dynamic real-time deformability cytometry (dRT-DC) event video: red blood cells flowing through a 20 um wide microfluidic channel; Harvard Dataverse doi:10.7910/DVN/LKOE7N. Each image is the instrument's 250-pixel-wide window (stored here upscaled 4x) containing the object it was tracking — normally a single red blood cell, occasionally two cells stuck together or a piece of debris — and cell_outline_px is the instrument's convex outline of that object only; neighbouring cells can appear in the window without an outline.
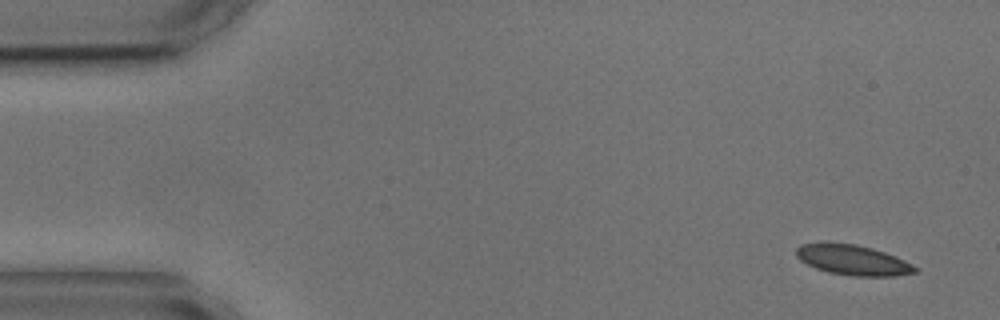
{"species": "common noctule bat (a hibernating species)", "species_latin": "Nyctalus noctula", "temperature_condition": "cold", "stored_images_in_passage": 6, "camera_frame_rate_fps": 3000, "um_per_image_px": 0.085, "animal": {"sex": "male", "body_mass_g": 17.9, "forearm_length_mm": 54.2}, "frame": {"image": 1, "passage_image": 1, "time_ms": 0.0, "image_size_px": [1000, 320], "cell_outline_px": [[920, 268], [916, 272], [896, 276], [852, 276], [828, 272], [816, 268], [800, 260], [796, 256], [796, 248], [800, 244], [824, 240], [856, 244], [872, 248], [896, 256]], "centroid_in_image_um": [72.46, 22.07], "position_along_channel_um": 12.5, "area_um2": 21.44}}
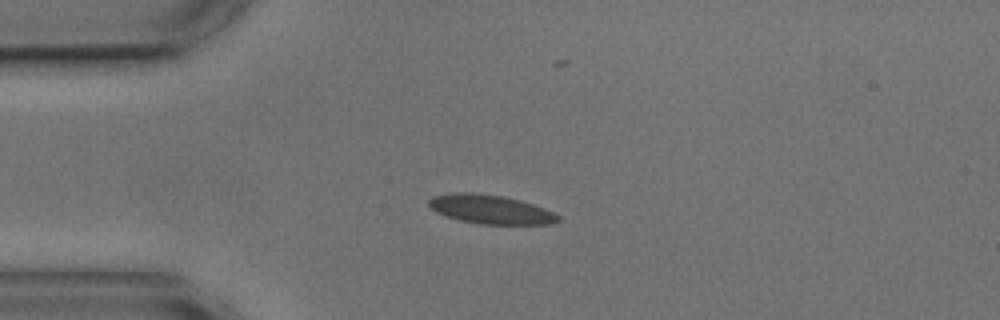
{"frame": {"image": 2, "passage_image": 4, "time_ms": 3.333, "image_size_px": [1000, 320], "cell_outline_px": [[560, 220], [552, 224], [480, 224], [460, 220], [436, 212], [428, 204], [428, 200], [432, 196], [452, 192], [472, 192], [504, 196], [520, 200], [544, 208], [560, 216]], "centroid_in_image_um": [41.69, 17.78], "position_along_channel_um": 43.3, "area_um2": 21.79}}